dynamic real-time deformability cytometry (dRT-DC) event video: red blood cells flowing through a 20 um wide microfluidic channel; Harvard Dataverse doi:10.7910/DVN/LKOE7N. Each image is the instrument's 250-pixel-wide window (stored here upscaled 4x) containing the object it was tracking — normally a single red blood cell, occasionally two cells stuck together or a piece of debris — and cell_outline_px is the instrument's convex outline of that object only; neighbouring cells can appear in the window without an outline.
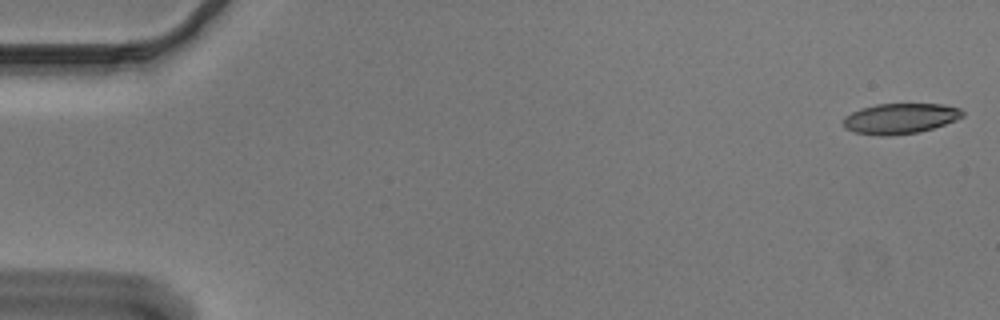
{"species": "Egyptian fruit bat (a non-hibernating species)", "species_latin": "Rousettus aegyptiacus", "temperature_condition": "cold", "stored_images_in_passage": 54, "camera_frame_rate_fps": 3000, "um_per_image_px": 0.085, "animal": {"sex": "male"}, "frame": {"image": 1, "passage_image": 1, "time_ms": 0.0, "image_size_px": [1000, 320], "cell_outline_px": [[964, 116], [956, 120], [932, 128], [916, 132], [888, 136], [880, 136], [856, 132], [844, 128], [844, 116], [860, 108], [876, 104], [944, 104], [960, 108], [964, 112]], "centroid_in_image_um": [76.51, 10.06], "position_along_channel_um": 8.5, "area_um2": 21.1}}
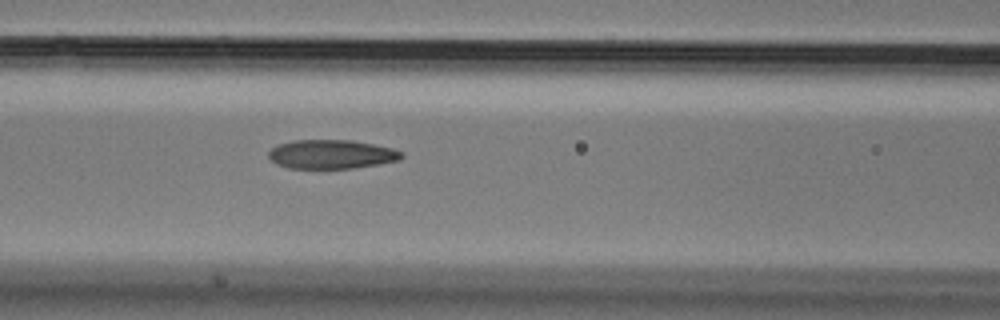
{"frame": {"image": 2, "passage_image": 23, "time_ms": 7.333, "image_size_px": [1000, 320], "cell_outline_px": [[404, 156], [400, 160], [380, 164], [352, 168], [288, 168], [276, 164], [268, 156], [268, 152], [272, 148], [280, 144], [292, 140], [352, 140], [392, 148], [400, 152]], "centroid_in_image_um": [28.17, 13.11], "position_along_channel_um": 138.4, "area_um2": 22.37}}
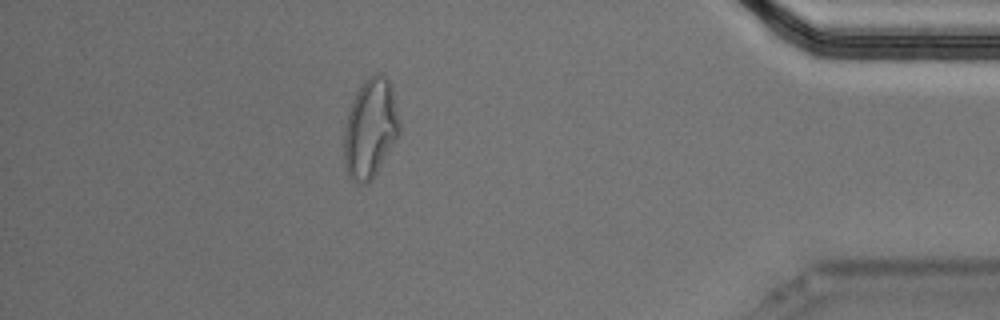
{"frame": {"image": 3, "passage_image": 48, "time_ms": 15.667, "image_size_px": [1000, 320], "cell_outline_px": [[400, 136], [368, 184], [360, 184], [352, 180], [348, 176], [344, 164], [344, 128], [348, 112], [352, 100], [356, 92], [364, 80], [368, 76], [376, 72], [380, 72], [388, 80], [392, 88], [400, 120]], "centroid_in_image_um": [31.48, 10.91], "position_along_channel_um": 403.7, "area_um2": 32.48}, "authors_computed_cell_mechanics": {"area_um2": 23.0044, "velocity_mm_per_s": 3.6758, "shape_relaxation_time_tau1_ms": 6.4767, "shape_relaxation_time_tau2_ms": 1.8639, "deformation_change_tau1": 0.1928, "deformation_change_tau2": 0.0788}}